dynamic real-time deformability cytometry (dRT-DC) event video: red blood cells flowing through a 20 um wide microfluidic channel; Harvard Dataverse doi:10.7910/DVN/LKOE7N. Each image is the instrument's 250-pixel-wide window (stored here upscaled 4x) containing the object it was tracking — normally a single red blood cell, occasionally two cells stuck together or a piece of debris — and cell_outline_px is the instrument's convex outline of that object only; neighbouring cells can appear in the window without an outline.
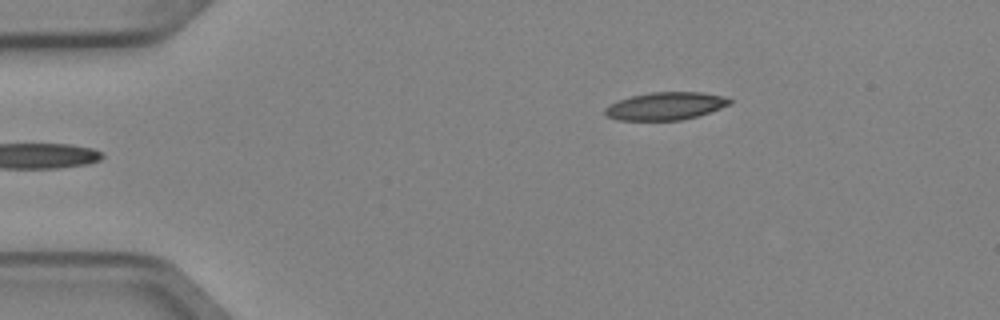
{"species": "Egyptian fruit bat (a non-hibernating species)", "species_latin": "Rousettus aegyptiacus", "temperature_condition": "cold", "stored_images_in_passage": 3, "camera_frame_rate_fps": 3000, "um_per_image_px": 0.085, "animal": {"sex": "female"}, "frame": {"image": 1, "passage_image": 1, "time_ms": 0.0, "image_size_px": [1000, 320], "cell_outline_px": [[732, 104], [696, 116], [680, 120], [616, 120], [608, 116], [604, 112], [604, 108], [620, 100], [632, 96], [652, 92], [704, 92], [724, 96], [732, 100]], "centroid_in_image_um": [56.6, 9.01], "position_along_channel_um": 28.4, "area_um2": 19.94}}
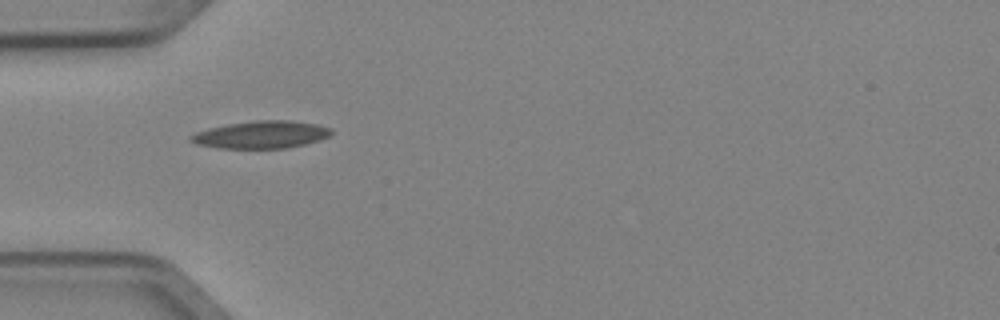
{"frame": {"image": 2, "passage_image": 3, "time_ms": 0.667, "image_size_px": [1000, 320], "cell_outline_px": [[332, 132], [328, 136], [320, 140], [288, 148], [216, 148], [196, 144], [188, 140], [188, 136], [196, 132], [208, 128], [228, 124], [252, 120], [292, 120], [316, 124], [332, 128]], "centroid_in_image_um": [22.17, 11.44], "position_along_channel_um": 62.8, "area_um2": 22.66}}